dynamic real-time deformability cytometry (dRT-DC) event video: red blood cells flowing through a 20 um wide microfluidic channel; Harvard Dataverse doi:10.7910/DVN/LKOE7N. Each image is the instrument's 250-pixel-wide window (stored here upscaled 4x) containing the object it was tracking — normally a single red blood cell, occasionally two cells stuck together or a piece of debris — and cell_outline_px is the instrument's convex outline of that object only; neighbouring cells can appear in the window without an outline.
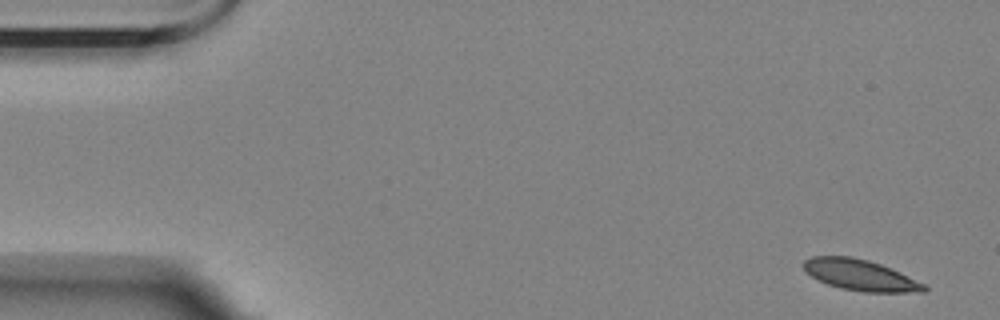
{"species": "Egyptian fruit bat (a non-hibernating species)", "species_latin": "Rousettus aegyptiacus", "temperature_condition": "room temperature", "stored_images_in_passage": 5, "camera_frame_rate_fps": 3000, "um_per_image_px": 0.085, "animal": {"sex": "female"}, "frame": {"image": 1, "passage_image": 1, "time_ms": 0.0, "image_size_px": [1000, 320], "cell_outline_px": [[928, 288], [924, 292], [864, 292], [840, 288], [828, 284], [812, 276], [804, 268], [804, 260], [812, 256], [852, 256], [868, 260], [880, 264], [900, 272], [924, 284]], "centroid_in_image_um": [73.14, 23.38], "position_along_channel_um": 11.9, "area_um2": 21.5}}
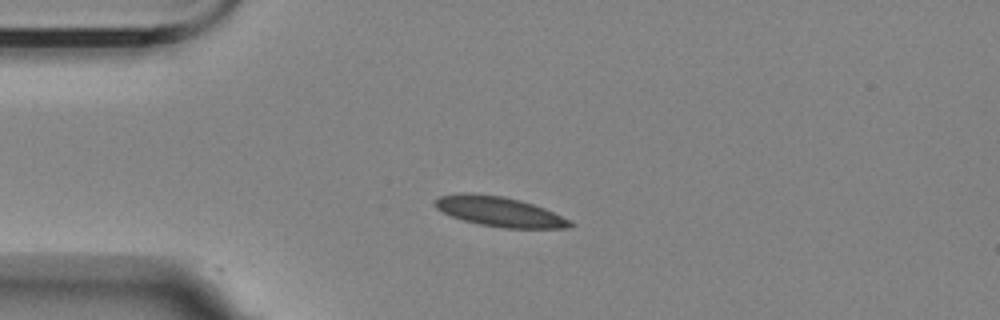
{"frame": {"image": 2, "passage_image": 4, "time_ms": 3.667, "image_size_px": [1000, 320], "cell_outline_px": [[576, 224], [572, 228], [504, 228], [480, 224], [464, 220], [452, 216], [436, 208], [432, 204], [440, 196], [464, 192], [472, 192], [504, 196], [520, 200], [544, 208]], "centroid_in_image_um": [42.44, 17.98], "position_along_channel_um": 42.6, "area_um2": 23.41}}